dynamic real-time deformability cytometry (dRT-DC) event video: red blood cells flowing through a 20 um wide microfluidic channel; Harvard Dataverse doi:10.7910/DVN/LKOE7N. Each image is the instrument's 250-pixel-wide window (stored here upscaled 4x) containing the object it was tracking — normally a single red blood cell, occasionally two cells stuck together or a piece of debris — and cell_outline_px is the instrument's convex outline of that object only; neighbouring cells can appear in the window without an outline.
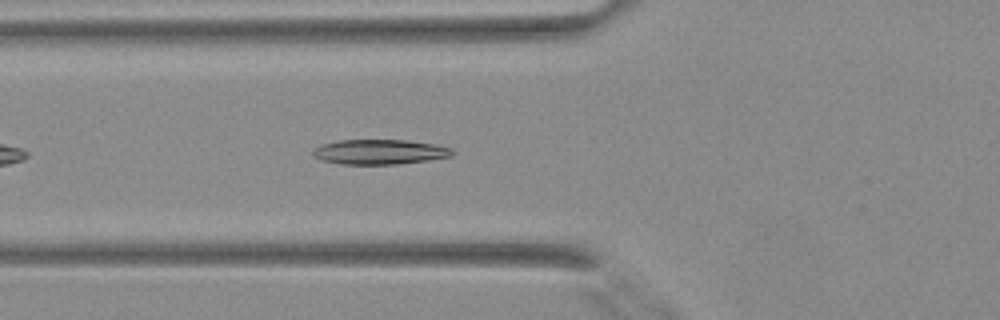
{"species": "Egyptian fruit bat (a non-hibernating species)", "species_latin": "Rousettus aegyptiacus", "temperature_condition": "warm", "stored_images_in_passage": 26, "camera_frame_rate_fps": 3000, "um_per_image_px": 0.085, "animal": {"sex": "female"}, "frame": {"image": 1, "passage_image": 4, "time_ms": 1.0, "image_size_px": [1000, 320], "cell_outline_px": [[456, 152], [452, 156], [428, 160], [396, 164], [340, 164], [324, 160], [316, 156], [312, 152], [316, 148], [324, 144], [340, 140], [404, 140], [432, 144], [452, 148]], "centroid_in_image_um": [32.33, 12.91], "position_along_channel_um": 93.5, "area_um2": 19.88}}
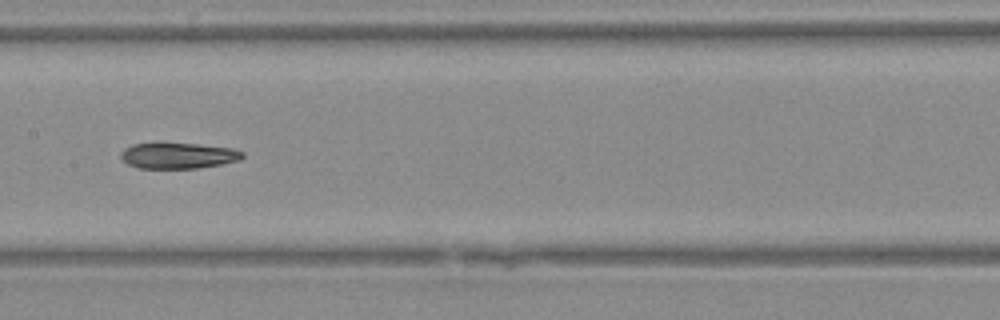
{"frame": {"image": 2, "passage_image": 10, "time_ms": 3.0, "image_size_px": [1000, 320], "cell_outline_px": [[244, 156], [240, 160], [220, 164], [196, 168], [140, 168], [128, 164], [120, 156], [120, 152], [124, 148], [132, 144], [200, 144], [232, 148], [244, 152]], "centroid_in_image_um": [15.16, 13.23], "position_along_channel_um": 192.2, "area_um2": 18.09}}
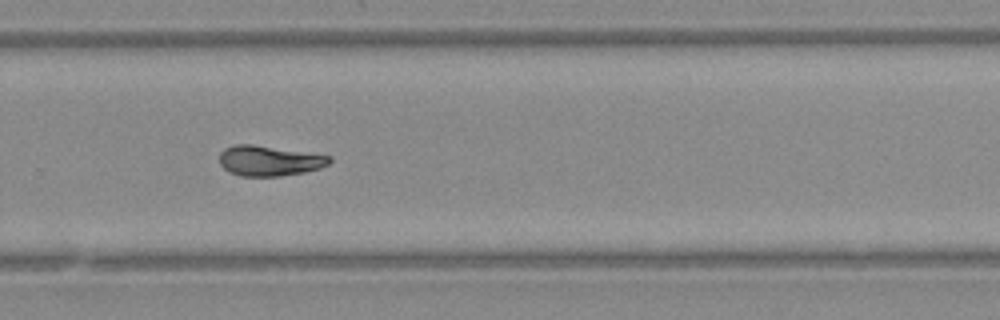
{"frame": {"image": 3, "passage_image": 17, "time_ms": 5.333, "image_size_px": [1000, 320], "cell_outline_px": [[332, 160], [328, 164], [320, 168], [304, 172], [280, 176], [240, 176], [228, 172], [220, 164], [220, 152], [224, 148], [236, 144], [252, 144], [332, 156]], "centroid_in_image_um": [22.87, 13.66], "position_along_channel_um": 306.9, "area_um2": 19.42}}